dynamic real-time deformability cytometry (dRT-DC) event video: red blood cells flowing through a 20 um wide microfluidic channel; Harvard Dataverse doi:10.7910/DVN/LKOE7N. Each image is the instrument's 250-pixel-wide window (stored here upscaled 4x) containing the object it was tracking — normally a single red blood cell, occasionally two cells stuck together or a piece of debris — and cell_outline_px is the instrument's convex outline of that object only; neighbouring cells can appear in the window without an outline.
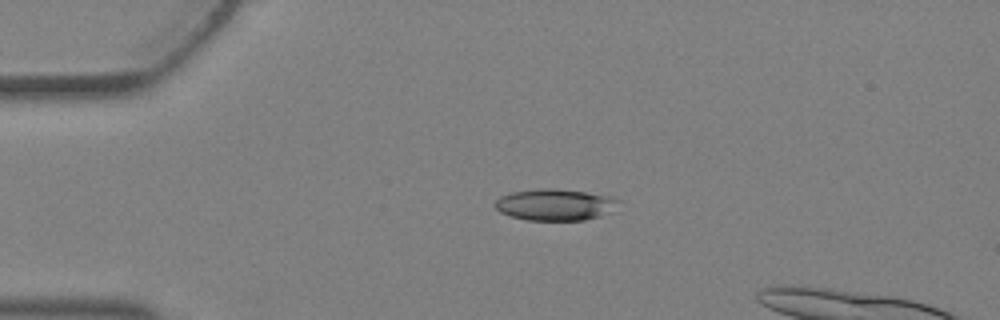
{"species": "Egyptian fruit bat (a non-hibernating species)", "species_latin": "Rousettus aegyptiacus", "temperature_condition": "warm", "stored_images_in_passage": 1, "camera_frame_rate_fps": 3000, "um_per_image_px": 0.085, "animal": {"sex": "female"}, "frame": {"image": 1, "passage_image": 1, "time_ms": 0.0, "image_size_px": [1000, 320], "cell_outline_px": [[620, 200], [608, 212], [600, 216], [584, 220], [528, 220], [508, 216], [500, 212], [492, 204], [500, 196], [512, 192], [540, 188], [556, 188], [612, 196]], "centroid_in_image_um": [47.12, 17.39], "position_along_channel_um": 37.9, "area_um2": 22.66}}